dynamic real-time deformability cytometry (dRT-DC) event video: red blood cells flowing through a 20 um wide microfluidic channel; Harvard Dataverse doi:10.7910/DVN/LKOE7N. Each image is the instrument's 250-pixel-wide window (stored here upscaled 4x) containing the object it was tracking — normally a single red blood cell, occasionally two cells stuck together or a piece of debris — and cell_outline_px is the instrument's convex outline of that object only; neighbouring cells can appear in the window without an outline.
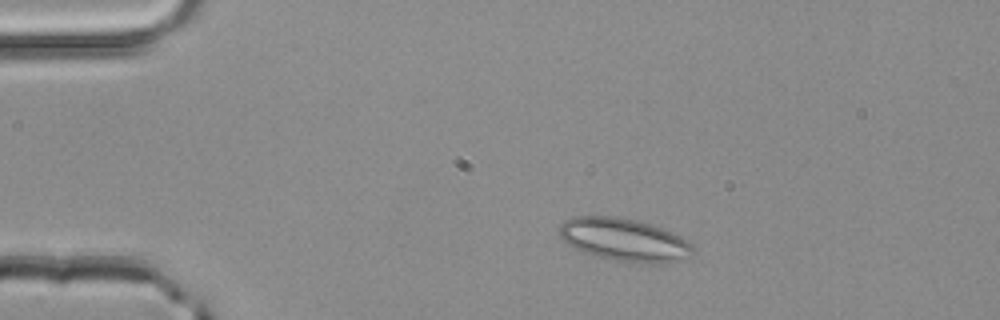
{"species": "common noctule bat (a hibernating species)", "species_latin": "Nyctalus noctula", "temperature_condition": "room temperature", "stored_images_in_passage": 46, "camera_frame_rate_fps": 3000, "um_per_image_px": 0.085, "animal": {"sex": "male", "body_mass_g": 20.4}, "frame": {"image": 1, "passage_image": 6, "time_ms": 1.667, "image_size_px": [1000, 320], "cell_outline_px": [[696, 248], [692, 252], [668, 264], [640, 264], [616, 260], [584, 252], [568, 244], [560, 236], [560, 224], [572, 216], [612, 216], [636, 220], [672, 232], [688, 240]], "centroid_in_image_um": [53.07, 20.38], "position_along_channel_um": 31.9, "area_um2": 33.06}}
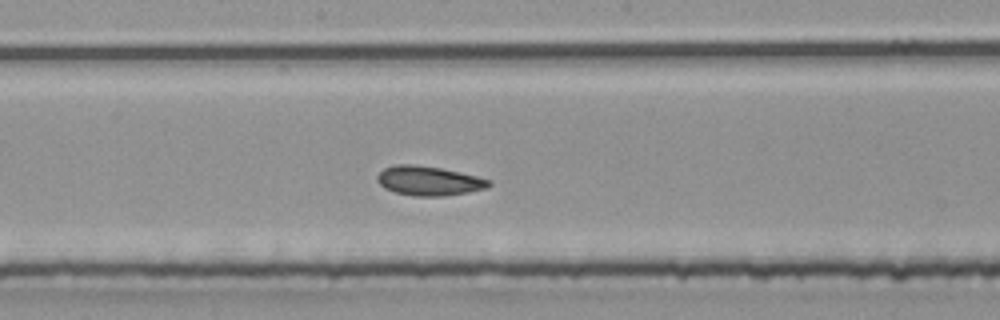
{"frame": {"image": 2, "passage_image": 23, "time_ms": 7.333, "image_size_px": [1000, 320], "cell_outline_px": [[492, 184], [488, 188], [468, 192], [444, 196], [416, 196], [396, 192], [384, 188], [376, 180], [376, 176], [384, 168], [396, 164], [412, 164], [440, 168], [476, 176], [492, 180]], "centroid_in_image_um": [36.46, 15.37], "position_along_channel_um": 211.7, "area_um2": 19.07}}
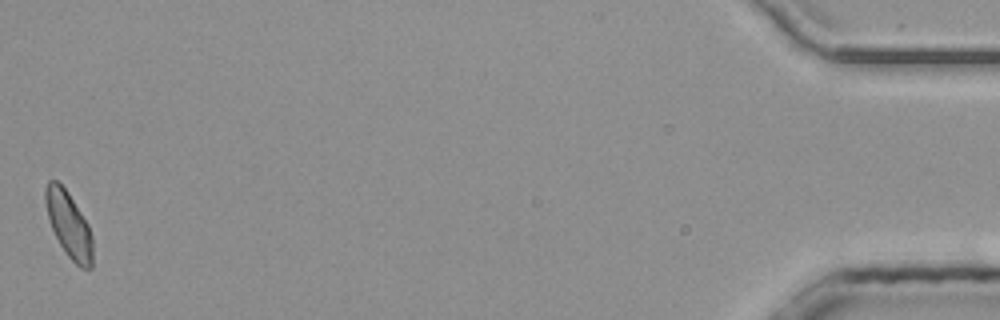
{"frame": {"image": 3, "passage_image": 46, "time_ms": 15.0, "image_size_px": [1000, 320], "cell_outline_px": [[92, 268], [80, 268], [68, 256], [60, 244], [48, 220], [44, 200], [44, 188], [48, 180], [56, 180], [68, 192], [88, 224], [92, 236]], "centroid_in_image_um": [5.83, 19.08], "position_along_channel_um": 429.4, "area_um2": 18.03}, "authors_computed_cell_mechanics": {"area_um2": 18.6694, "velocity_mm_per_s": 4.1444, "shape_relaxation_time_tau1_ms": null, "shape_relaxation_time_tau2_ms": 2.0165, "deformation_change_tau1": null, "deformation_change_tau2": 0.0784}}